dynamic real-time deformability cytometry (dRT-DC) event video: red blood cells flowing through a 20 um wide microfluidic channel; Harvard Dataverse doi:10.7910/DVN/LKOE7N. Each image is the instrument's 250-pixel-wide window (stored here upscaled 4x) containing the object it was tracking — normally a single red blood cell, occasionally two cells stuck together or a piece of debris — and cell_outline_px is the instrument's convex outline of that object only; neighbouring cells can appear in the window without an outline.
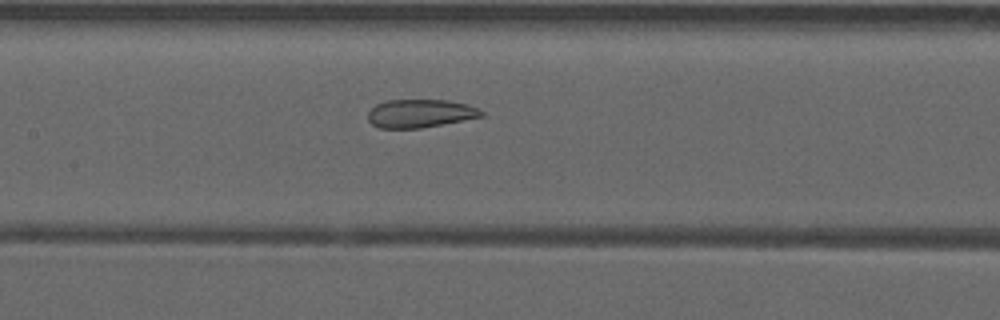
{"species": "common noctule bat (a hibernating species)", "species_latin": "Nyctalus noctula", "temperature_condition": "warm", "stored_images_in_passage": 50, "camera_frame_rate_fps": 3000, "um_per_image_px": 0.085, "animal": {"sex": "male", "forearm_length_mm": 52.5}, "frame": {"image": 1, "passage_image": 23, "time_ms": 7.333, "image_size_px": [1000, 320], "cell_outline_px": [[484, 116], [420, 128], [380, 128], [372, 124], [368, 120], [368, 112], [376, 104], [384, 100], [448, 100], [468, 104], [480, 108], [484, 112]], "centroid_in_image_um": [35.72, 9.63], "position_along_channel_um": 171.7, "area_um2": 18.73}}
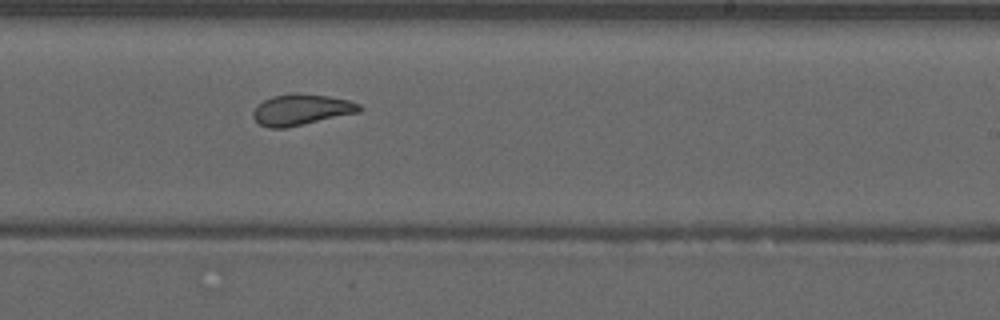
{"frame": {"image": 2, "passage_image": 30, "time_ms": 9.667, "image_size_px": [1000, 320], "cell_outline_px": [[364, 108], [360, 112], [284, 128], [268, 128], [260, 124], [252, 116], [252, 112], [264, 100], [272, 96], [296, 92], [328, 96], [348, 100], [360, 104]], "centroid_in_image_um": [25.63, 9.31], "position_along_channel_um": 263.4, "area_um2": 19.13}}
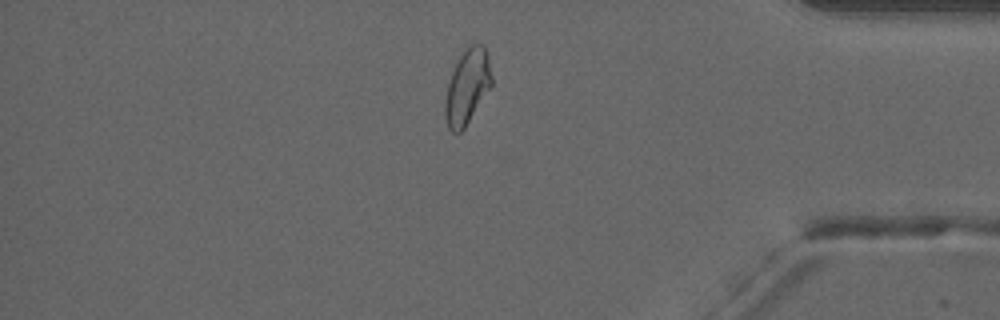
{"frame": {"image": 3, "passage_image": 42, "time_ms": 13.667, "image_size_px": [1000, 320], "cell_outline_px": [[492, 84], [464, 128], [460, 132], [452, 132], [448, 128], [444, 116], [444, 100], [448, 84], [452, 72], [464, 48], [468, 44], [484, 44], [488, 56], [492, 76]], "centroid_in_image_um": [39.7, 7.35], "position_along_channel_um": 395.5, "area_um2": 20.23}, "authors_computed_cell_mechanics": {"area_um2": 21.0392, "velocity_mm_per_s": 3.9575, "shape_relaxation_time_tau1_ms": null, "shape_relaxation_time_tau2_ms": 1.77, "deformation_change_tau1": null, "deformation_change_tau2": 0.0687}}